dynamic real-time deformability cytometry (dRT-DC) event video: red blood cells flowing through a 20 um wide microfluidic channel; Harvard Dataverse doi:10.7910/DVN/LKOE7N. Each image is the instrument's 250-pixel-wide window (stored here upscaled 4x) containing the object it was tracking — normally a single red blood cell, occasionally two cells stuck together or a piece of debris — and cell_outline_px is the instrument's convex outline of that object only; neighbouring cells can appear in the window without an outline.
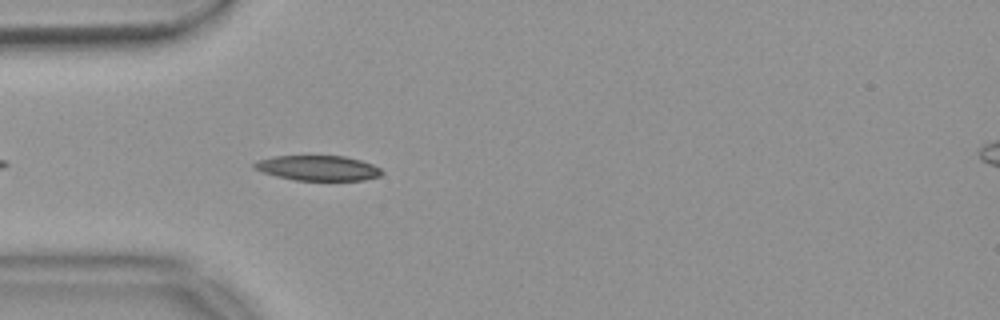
{"species": "common noctule bat (a hibernating species)", "species_latin": "Nyctalus noctula", "temperature_condition": "warm", "stored_images_in_passage": 8, "camera_frame_rate_fps": 3000, "um_per_image_px": 0.085, "animal": {"sex": "female", "body_mass_g": 18.4}, "frame": {"image": 1, "passage_image": 5, "time_ms": 1.333, "image_size_px": [1000, 320], "cell_outline_px": [[384, 172], [380, 176], [364, 180], [296, 180], [276, 176], [252, 168], [252, 164], [256, 160], [276, 156], [344, 156], [360, 160], [372, 164], [380, 168]], "centroid_in_image_um": [27.02, 14.28], "position_along_channel_um": 58.0, "area_um2": 18.61}}